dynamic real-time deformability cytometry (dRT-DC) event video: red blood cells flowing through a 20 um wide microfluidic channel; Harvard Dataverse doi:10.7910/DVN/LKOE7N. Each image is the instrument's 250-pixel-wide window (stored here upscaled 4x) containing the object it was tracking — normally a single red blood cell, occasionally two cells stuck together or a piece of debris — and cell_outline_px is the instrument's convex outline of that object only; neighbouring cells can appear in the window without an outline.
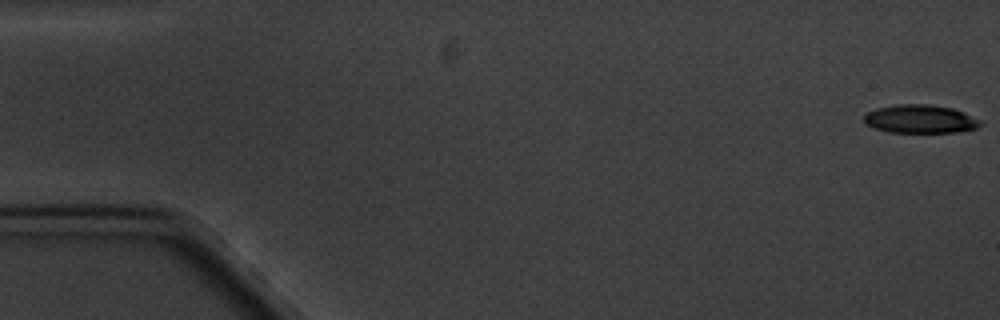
{"species": "common noctule bat (a hibernating species)", "species_latin": "Nyctalus noctula", "temperature_condition": "cold", "stored_images_in_passage": 5, "camera_frame_rate_fps": 3000, "um_per_image_px": 0.085, "animal": {"sex": "male", "body_mass_g": 20.1, "forearm_length_mm": 53.5}, "frame": {"image": 1, "passage_image": 1, "time_ms": 0.0, "image_size_px": [1000, 320], "cell_outline_px": [[980, 124], [976, 128], [956, 132], [888, 132], [872, 128], [864, 124], [864, 116], [868, 112], [876, 108], [896, 104], [928, 104], [952, 108], [964, 112], [980, 120]], "centroid_in_image_um": [78.16, 10.11], "position_along_channel_um": 6.8, "area_um2": 19.25}}
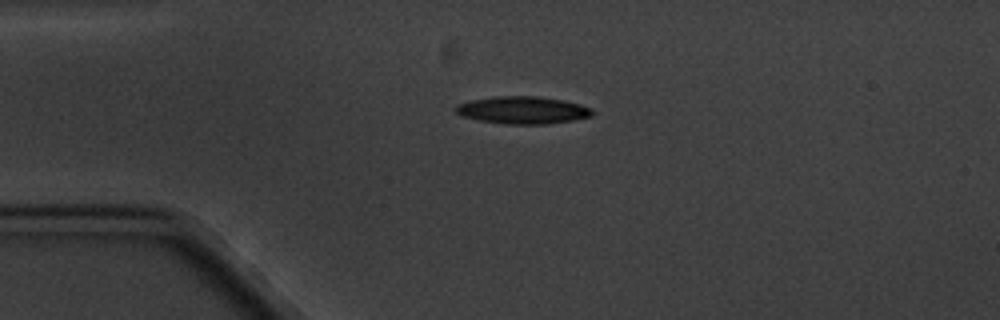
{"frame": {"image": 2, "passage_image": 4, "time_ms": 4.333, "image_size_px": [1000, 320], "cell_outline_px": [[596, 112], [592, 116], [576, 120], [544, 124], [504, 124], [476, 120], [464, 116], [456, 112], [456, 104], [472, 100], [492, 96], [540, 96], [564, 100], [580, 104], [592, 108]], "centroid_in_image_um": [44.48, 9.36], "position_along_channel_um": 40.5, "area_um2": 22.08}}